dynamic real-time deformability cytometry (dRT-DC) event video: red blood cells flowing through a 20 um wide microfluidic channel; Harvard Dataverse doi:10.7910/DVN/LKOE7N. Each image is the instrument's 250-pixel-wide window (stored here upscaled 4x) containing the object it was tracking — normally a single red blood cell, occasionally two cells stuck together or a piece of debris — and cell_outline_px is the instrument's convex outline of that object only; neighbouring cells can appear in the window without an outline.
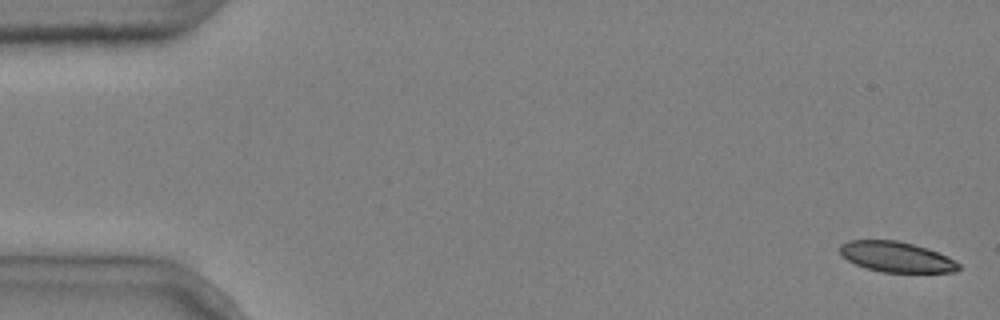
{"species": "common noctule bat (a hibernating species)", "species_latin": "Nyctalus noctula", "temperature_condition": "cold", "stored_images_in_passage": 5, "camera_frame_rate_fps": 3000, "um_per_image_px": 0.085, "animal": {"sex": "male", "body_mass_g": 20.4}, "frame": {"image": 1, "passage_image": 1, "time_ms": 0.0, "image_size_px": [1000, 320], "cell_outline_px": [[960, 268], [956, 272], [880, 272], [856, 264], [848, 260], [840, 252], [840, 244], [848, 240], [896, 240], [928, 248], [948, 256], [960, 264]], "centroid_in_image_um": [76.22, 21.83], "position_along_channel_um": 8.8, "area_um2": 20.98}}
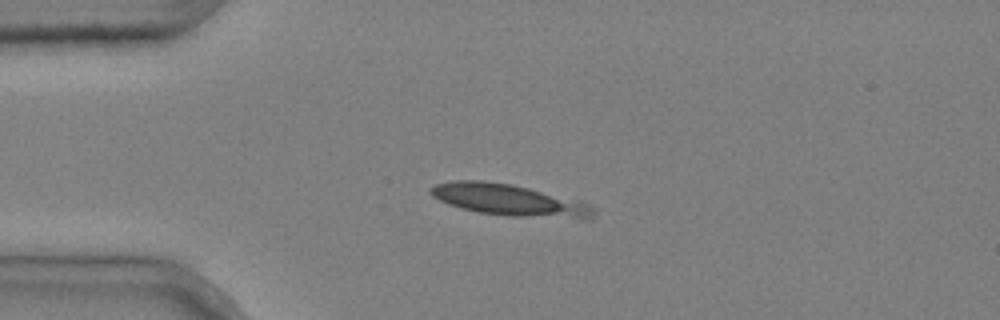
{"frame": {"image": 2, "passage_image": 3, "time_ms": 0.667, "image_size_px": [1000, 320], "cell_outline_px": [[596, 212], [592, 220], [584, 220], [512, 216], [476, 212], [460, 208], [448, 204], [432, 196], [428, 192], [428, 188], [436, 184], [456, 180], [484, 180], [512, 184], [528, 188], [588, 204]], "centroid_in_image_um": [43.27, 17.03], "position_along_channel_um": 41.7, "area_um2": 30.11}}